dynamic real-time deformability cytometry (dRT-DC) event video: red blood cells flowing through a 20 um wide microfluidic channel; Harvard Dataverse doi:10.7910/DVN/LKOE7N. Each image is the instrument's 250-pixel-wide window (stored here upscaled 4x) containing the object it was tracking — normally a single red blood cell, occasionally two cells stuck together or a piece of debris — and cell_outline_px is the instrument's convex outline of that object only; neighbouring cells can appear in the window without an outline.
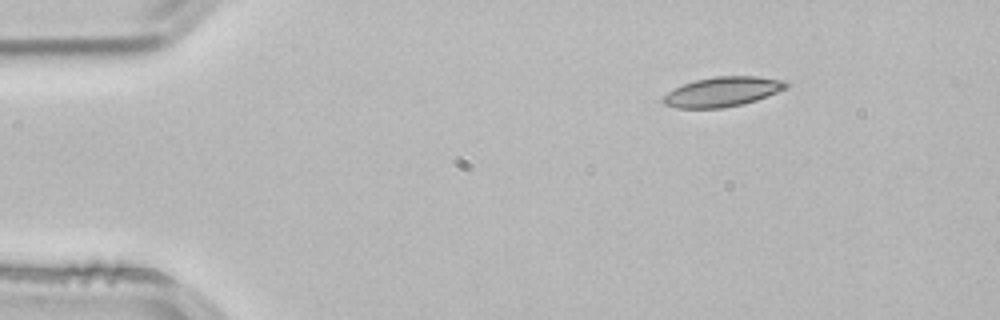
{"species": "common noctule bat (a hibernating species)", "species_latin": "Nyctalus noctula", "temperature_condition": "room temperature", "stored_images_in_passage": 4, "camera_frame_rate_fps": 3000, "um_per_image_px": 0.085, "animal": {"sex": "male", "body_mass_g": 21.5, "forearm_length_mm": 52.0}, "frame": {"image": 1, "passage_image": 4, "time_ms": 1.0, "image_size_px": [1000, 320], "cell_outline_px": [[792, 84], [788, 88], [768, 96], [744, 104], [724, 108], [676, 108], [664, 104], [660, 100], [668, 92], [684, 84], [696, 80], [716, 76], [756, 76], [784, 80]], "centroid_in_image_um": [61.46, 7.8], "position_along_channel_um": 23.5, "area_um2": 21.44}}